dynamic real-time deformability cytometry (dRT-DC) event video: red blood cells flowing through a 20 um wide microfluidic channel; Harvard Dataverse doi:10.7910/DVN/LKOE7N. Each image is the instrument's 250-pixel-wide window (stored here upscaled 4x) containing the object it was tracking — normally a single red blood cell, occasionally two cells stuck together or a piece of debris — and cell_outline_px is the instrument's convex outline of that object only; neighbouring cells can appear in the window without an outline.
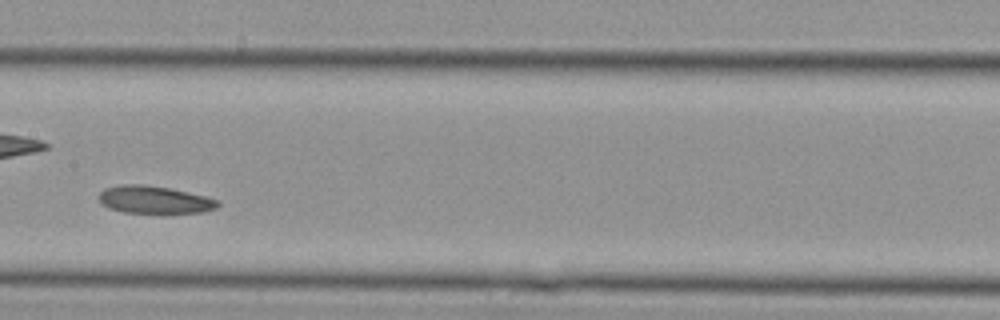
{"species": "Egyptian fruit bat (a non-hibernating species)", "species_latin": "Rousettus aegyptiacus", "temperature_condition": "cold", "stored_images_in_passage": 23, "camera_frame_rate_fps": 3000, "um_per_image_px": 0.085, "animal": {"sex": "female"}, "frame": {"image": 1, "passage_image": 7, "time_ms": 2.0, "image_size_px": [1000, 320], "cell_outline_px": [[220, 204], [216, 208], [204, 212], [124, 212], [108, 208], [100, 204], [96, 196], [104, 188], [124, 184], [140, 184], [168, 188], [204, 196], [220, 200]], "centroid_in_image_um": [13.06, 16.97], "position_along_channel_um": 194.3, "area_um2": 18.96}}